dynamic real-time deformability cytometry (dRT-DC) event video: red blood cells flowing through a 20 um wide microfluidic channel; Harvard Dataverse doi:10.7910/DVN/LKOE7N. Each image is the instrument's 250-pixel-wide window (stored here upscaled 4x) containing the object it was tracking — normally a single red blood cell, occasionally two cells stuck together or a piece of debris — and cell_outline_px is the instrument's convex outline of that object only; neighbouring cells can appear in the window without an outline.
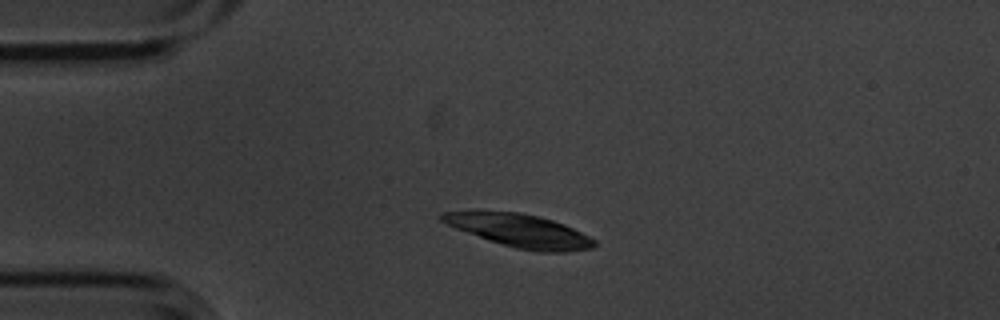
{"species": "common noctule bat (a hibernating species)", "species_latin": "Nyctalus noctula", "temperature_condition": "cold", "stored_images_in_passage": 3, "camera_frame_rate_fps": 3000, "um_per_image_px": 0.085, "animal": {"sex": "male", "body_mass_g": 20.1, "forearm_length_mm": 53.5}, "frame": {"image": 1, "passage_image": 2, "time_ms": 0.333, "image_size_px": [1000, 320], "cell_outline_px": [[596, 244], [592, 248], [568, 252], [540, 252], [516, 248], [456, 228], [440, 220], [440, 212], [520, 212], [540, 216], [564, 224], [596, 240]], "centroid_in_image_um": [44.26, 19.61], "position_along_channel_um": 40.7, "area_um2": 28.61}}